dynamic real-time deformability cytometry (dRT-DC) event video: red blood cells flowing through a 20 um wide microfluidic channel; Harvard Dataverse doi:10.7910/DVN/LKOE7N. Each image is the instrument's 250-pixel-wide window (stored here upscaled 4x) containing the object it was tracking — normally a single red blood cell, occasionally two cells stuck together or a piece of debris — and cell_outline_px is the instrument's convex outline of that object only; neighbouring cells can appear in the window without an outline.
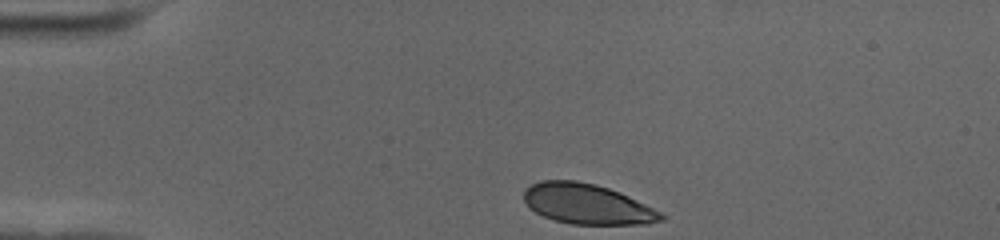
{"species": "human", "species_latin": "Homo sapiens", "temperature_condition": "cold", "stored_images_in_passage": 8, "camera_frame_rate_fps": 3000, "um_per_image_px": 0.085, "donor": {"sex": "female"}, "frame": {"image": 1, "passage_image": 1, "time_ms": 0.0, "image_size_px": [1000, 240], "cell_outline_px": [[668, 216], [664, 220], [648, 224], [572, 224], [556, 220], [544, 216], [528, 208], [524, 200], [524, 188], [540, 180], [576, 180], [596, 184], [620, 192]], "centroid_in_image_um": [49.9, 17.34], "position_along_channel_um": 35.1, "area_um2": 32.19}}
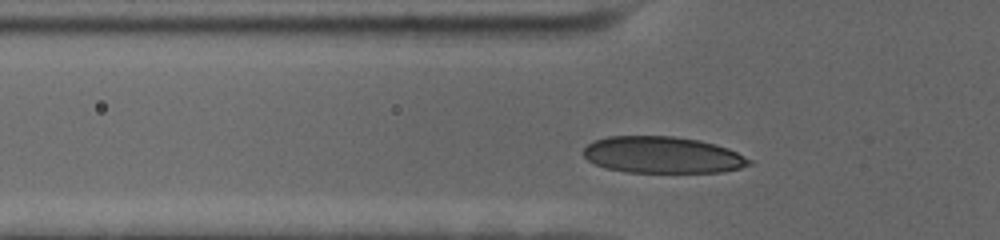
{"frame": {"image": 2, "passage_image": 8, "time_ms": 2.333, "image_size_px": [1000, 240], "cell_outline_px": [[752, 164], [740, 168], [724, 172], [624, 172], [604, 168], [588, 160], [584, 156], [584, 148], [588, 144], [596, 140], [608, 136], [672, 136], [700, 140], [716, 144], [728, 148], [752, 160]], "centroid_in_image_um": [56.32, 13.17], "position_along_channel_um": 69.5, "area_um2": 35.43}}